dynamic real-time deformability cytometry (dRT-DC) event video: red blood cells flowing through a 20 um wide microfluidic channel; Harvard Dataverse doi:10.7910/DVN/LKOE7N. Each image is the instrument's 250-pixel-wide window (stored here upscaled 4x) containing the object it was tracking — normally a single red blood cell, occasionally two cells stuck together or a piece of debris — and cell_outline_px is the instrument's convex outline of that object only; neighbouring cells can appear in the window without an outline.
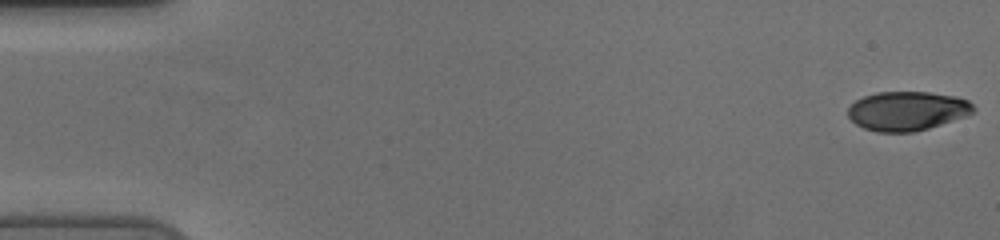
{"species": "human", "species_latin": "Homo sapiens", "temperature_condition": "cold", "stored_images_in_passage": 56, "camera_frame_rate_fps": 3000, "um_per_image_px": 0.085, "donor": {"sex": "female"}, "frame": {"image": 1, "passage_image": 1, "time_ms": 0.0, "image_size_px": [1000, 240], "cell_outline_px": [[976, 108], [972, 112], [964, 116], [928, 128], [912, 132], [876, 132], [864, 128], [856, 124], [848, 116], [848, 108], [856, 100], [864, 96], [876, 92], [928, 92], [956, 96], [968, 100]], "centroid_in_image_um": [77.09, 9.42], "position_along_channel_um": 7.9, "area_um2": 28.44}}
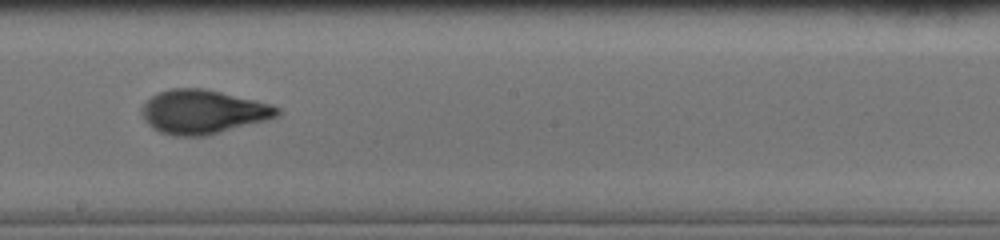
{"frame": {"image": 2, "passage_image": 32, "time_ms": 10.333, "image_size_px": [1000, 240], "cell_outline_px": [[280, 112], [276, 116], [264, 120], [220, 132], [204, 136], [172, 136], [160, 132], [152, 128], [144, 120], [140, 108], [152, 96], [160, 92], [172, 88], [204, 88], [256, 100], [272, 104], [280, 108]], "centroid_in_image_um": [17.22, 9.5], "position_along_channel_um": 231.0, "area_um2": 34.45}}
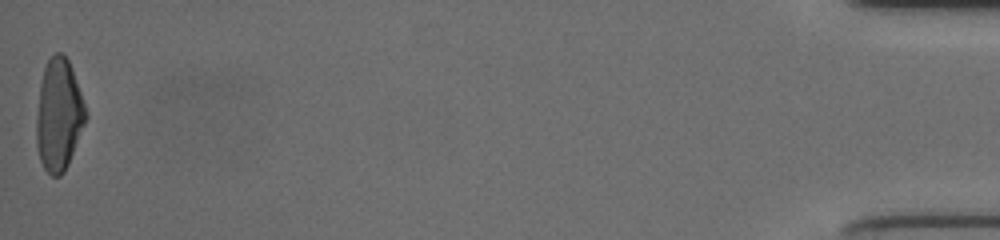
{"frame": {"image": 3, "passage_image": 56, "time_ms": 18.333, "image_size_px": [1000, 240], "cell_outline_px": [[88, 116], [68, 164], [64, 172], [60, 176], [52, 176], [44, 168], [40, 160], [36, 144], [36, 116], [40, 84], [44, 68], [48, 60], [56, 52], [60, 52], [68, 60], [72, 68]], "centroid_in_image_um": [4.99, 9.79], "position_along_channel_um": 430.2, "area_um2": 31.96}, "authors_computed_cell_mechanics": {"area_um2": 31.7322, "velocity_mm_per_s": 3.7344, "shape_relaxation_time_tau1_ms": 4.4816, "shape_relaxation_time_tau2_ms": 0.8187, "deformation_change_tau1": 0.209, "deformation_change_tau2": 0.0657}}